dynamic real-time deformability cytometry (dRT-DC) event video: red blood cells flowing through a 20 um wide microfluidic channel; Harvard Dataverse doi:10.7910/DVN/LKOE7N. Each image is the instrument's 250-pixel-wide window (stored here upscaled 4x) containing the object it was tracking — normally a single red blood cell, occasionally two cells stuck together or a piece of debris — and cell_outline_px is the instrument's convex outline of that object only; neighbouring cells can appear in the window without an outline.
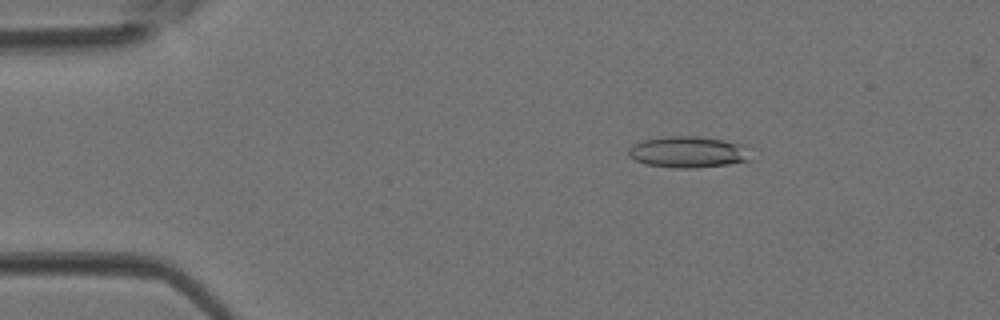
{"species": "Egyptian fruit bat (a non-hibernating species)", "species_latin": "Rousettus aegyptiacus", "temperature_condition": "room temperature", "stored_images_in_passage": 4, "camera_frame_rate_fps": 3000, "um_per_image_px": 0.085, "animal": {"sex": "female"}, "frame": {"image": 1, "passage_image": 2, "time_ms": 0.333, "image_size_px": [1000, 320], "cell_outline_px": [[752, 160], [728, 164], [696, 168], [676, 168], [648, 164], [636, 160], [628, 156], [628, 148], [644, 140], [668, 136], [692, 136], [724, 140], [744, 144], [752, 148]], "centroid_in_image_um": [58.6, 12.92], "position_along_channel_um": 26.4, "area_um2": 22.48}}
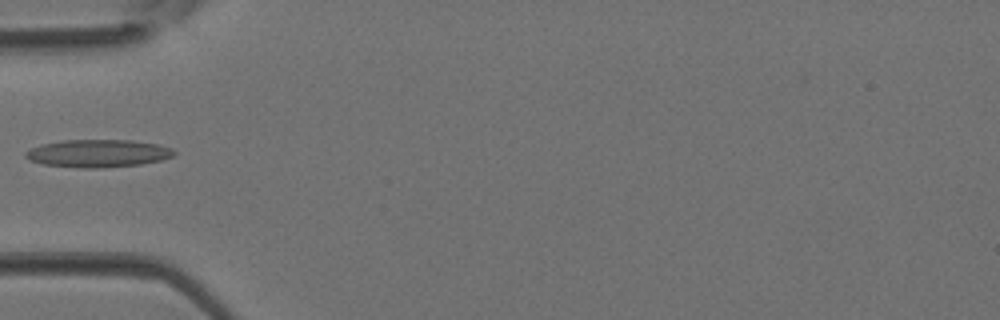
{"frame": {"image": 2, "passage_image": 4, "time_ms": 1.0, "image_size_px": [1000, 320], "cell_outline_px": [[176, 152], [172, 156], [160, 160], [140, 164], [96, 168], [80, 168], [44, 164], [28, 160], [24, 156], [24, 152], [40, 144], [60, 140], [132, 140], [156, 144], [172, 148]], "centroid_in_image_um": [8.28, 13.03], "position_along_channel_um": 76.7, "area_um2": 23.93}}